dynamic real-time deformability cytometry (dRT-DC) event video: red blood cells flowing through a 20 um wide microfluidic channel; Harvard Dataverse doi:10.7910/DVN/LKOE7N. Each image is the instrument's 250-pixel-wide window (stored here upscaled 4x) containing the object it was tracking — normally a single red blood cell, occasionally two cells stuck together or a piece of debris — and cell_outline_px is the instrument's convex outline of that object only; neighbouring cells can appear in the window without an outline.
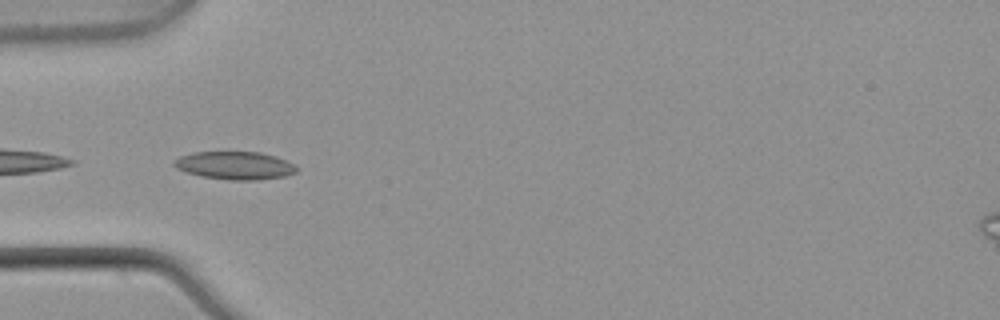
{"species": "common noctule bat (a hibernating species)", "species_latin": "Nyctalus noctula", "temperature_condition": "warm", "stored_images_in_passage": 6, "camera_frame_rate_fps": 3000, "um_per_image_px": 0.085, "animal": {"sex": "male", "body_mass_g": 21.5, "forearm_length_mm": 52.0}, "frame": {"image": 1, "passage_image": 4, "time_ms": 1.0, "image_size_px": [1000, 320], "cell_outline_px": [[296, 172], [284, 176], [256, 180], [228, 180], [200, 176], [176, 168], [172, 164], [180, 156], [192, 152], [260, 152], [276, 156], [292, 164], [296, 168]], "centroid_in_image_um": [19.94, 14.06], "position_along_channel_um": 65.1, "area_um2": 19.77}}